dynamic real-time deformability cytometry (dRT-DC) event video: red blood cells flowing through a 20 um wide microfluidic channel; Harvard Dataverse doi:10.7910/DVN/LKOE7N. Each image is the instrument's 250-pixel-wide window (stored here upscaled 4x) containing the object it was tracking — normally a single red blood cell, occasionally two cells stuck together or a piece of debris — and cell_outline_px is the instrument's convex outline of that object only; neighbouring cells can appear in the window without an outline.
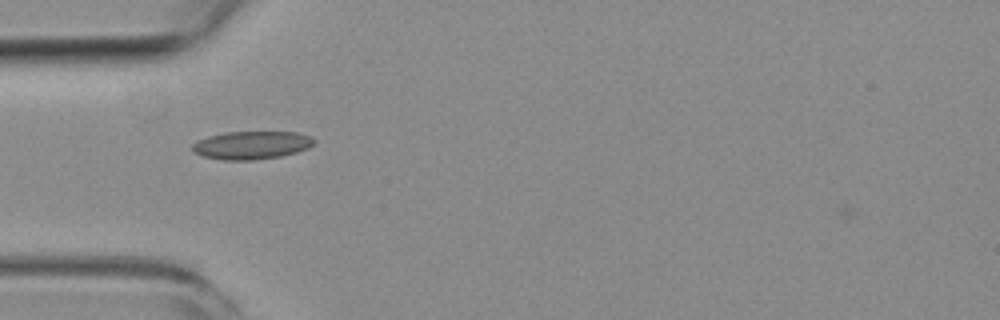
{"species": "common noctule bat (a hibernating species)", "species_latin": "Nyctalus noctula", "temperature_condition": "room temperature", "stored_images_in_passage": 8, "camera_frame_rate_fps": 3000, "um_per_image_px": 0.085, "animal": {"sex": "female", "body_mass_g": 19.3, "forearm_length_mm": 54.1}, "frame": {"image": 1, "passage_image": 2, "time_ms": 0.333, "image_size_px": [1000, 320], "cell_outline_px": [[316, 140], [308, 148], [296, 152], [280, 156], [252, 160], [224, 160], [204, 156], [192, 152], [192, 144], [196, 140], [208, 136], [228, 132], [296, 132], [312, 136]], "centroid_in_image_um": [21.37, 12.33], "position_along_channel_um": 63.6, "area_um2": 19.88}}
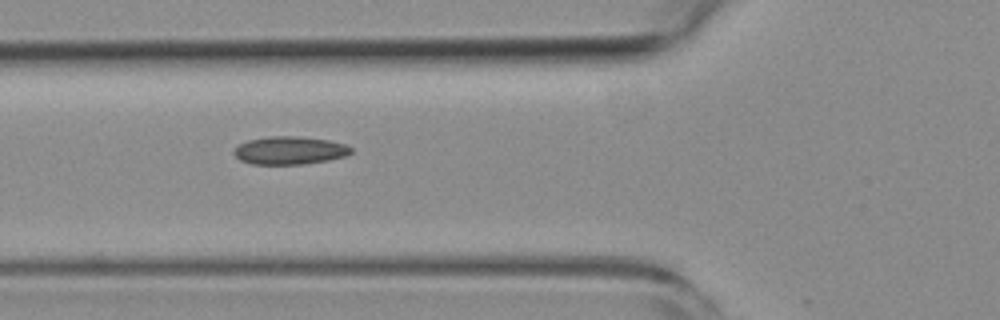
{"frame": {"image": 2, "passage_image": 5, "time_ms": 1.333, "image_size_px": [1000, 320], "cell_outline_px": [[352, 152], [348, 156], [328, 160], [304, 164], [252, 164], [240, 160], [232, 152], [240, 144], [248, 140], [272, 136], [300, 136], [328, 140], [344, 144], [352, 148]], "centroid_in_image_um": [24.65, 12.79], "position_along_channel_um": 101.2, "area_um2": 19.07}}